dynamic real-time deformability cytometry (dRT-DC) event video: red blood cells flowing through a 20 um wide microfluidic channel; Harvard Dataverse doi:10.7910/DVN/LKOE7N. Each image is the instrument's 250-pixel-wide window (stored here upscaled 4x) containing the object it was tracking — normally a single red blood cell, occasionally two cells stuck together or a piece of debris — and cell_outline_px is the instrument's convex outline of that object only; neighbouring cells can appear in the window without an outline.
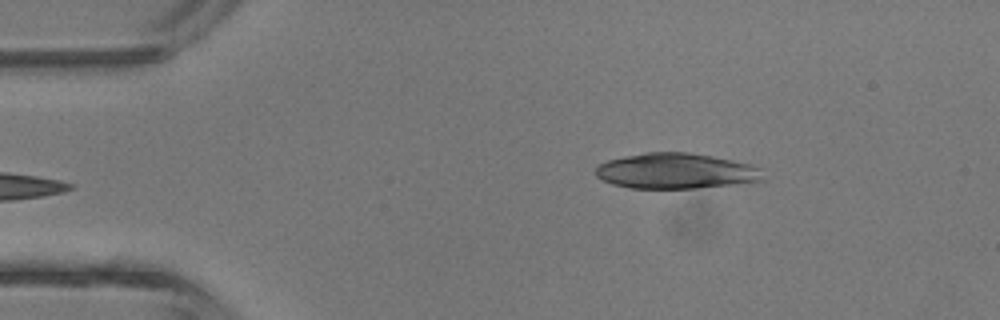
{"species": "common noctule bat (a hibernating species)", "species_latin": "Nyctalus noctula", "temperature_condition": "room temperature", "stored_images_in_passage": 4, "camera_frame_rate_fps": 3000, "um_per_image_px": 0.085, "animal": {"sex": "male", "body_mass_g": 13.3}, "frame": {"image": 1, "passage_image": 4, "time_ms": 3.667, "image_size_px": [1000, 320], "cell_outline_px": [[764, 180], [732, 184], [696, 188], [628, 188], [612, 184], [596, 176], [596, 164], [608, 160], [624, 156], [644, 152], [688, 152], [712, 156], [752, 164], [760, 168]], "centroid_in_image_um": [57.42, 14.53], "position_along_channel_um": 27.6, "area_um2": 34.68}}